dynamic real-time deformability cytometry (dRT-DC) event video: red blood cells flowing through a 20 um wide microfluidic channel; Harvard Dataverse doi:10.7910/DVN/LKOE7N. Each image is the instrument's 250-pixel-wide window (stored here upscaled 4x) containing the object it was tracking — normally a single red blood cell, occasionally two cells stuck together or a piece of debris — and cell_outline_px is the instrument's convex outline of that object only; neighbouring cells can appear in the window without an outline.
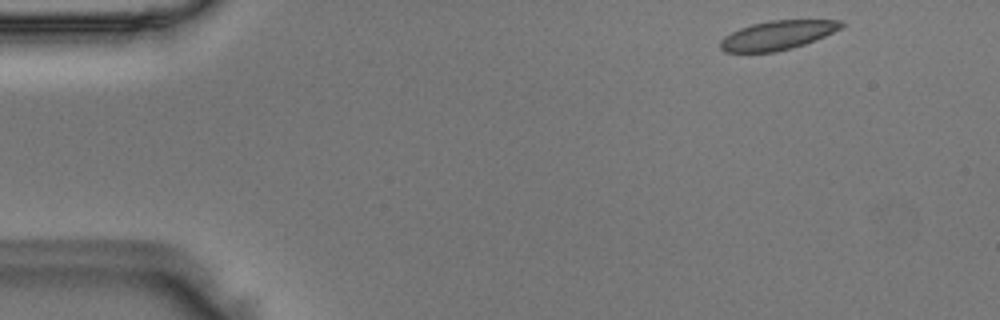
{"species": "Egyptian fruit bat (a non-hibernating species)", "species_latin": "Rousettus aegyptiacus", "temperature_condition": "room temperature", "stored_images_in_passage": 48, "segment_of_instrument_passage": [1, 2], "camera_frame_rate_fps": 3000, "um_per_image_px": 0.085, "animal": {"sex": "male"}, "frame": {"image": 1, "passage_image": 1, "time_ms": 0.0, "image_size_px": [1000, 320], "cell_outline_px": [[844, 24], [840, 28], [824, 36], [804, 44], [792, 48], [772, 52], [724, 52], [720, 48], [720, 40], [724, 36], [740, 28], [752, 24], [768, 20], [840, 20]], "centroid_in_image_um": [66.04, 2.99], "position_along_channel_um": 19.0, "area_um2": 20.29}}
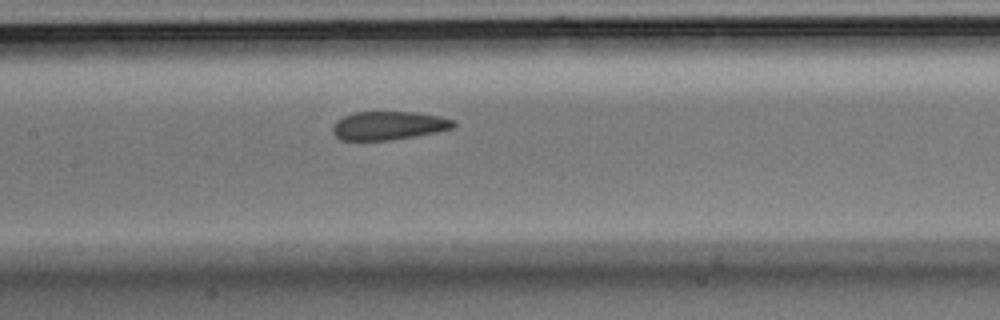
{"frame": {"image": 2, "passage_image": 20, "time_ms": 6.333, "image_size_px": [1000, 320], "cell_outline_px": [[456, 124], [452, 128], [436, 132], [388, 140], [340, 140], [332, 132], [332, 124], [336, 120], [352, 112], [416, 112], [440, 116], [456, 120]], "centroid_in_image_um": [33.01, 10.66], "position_along_channel_um": 174.4, "area_um2": 20.11}}
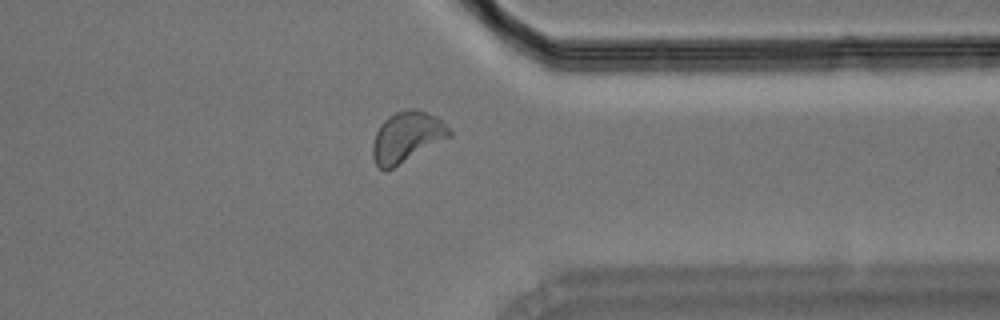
{"frame": {"image": 3, "passage_image": 36, "time_ms": 11.667, "image_size_px": [1000, 320], "cell_outline_px": [[452, 136], [392, 168], [384, 172], [376, 164], [372, 156], [372, 144], [376, 132], [380, 124], [388, 116], [396, 112], [412, 108], [416, 108], [436, 116], [452, 132]], "centroid_in_image_um": [34.56, 11.64], "position_along_channel_um": 376.8, "area_um2": 22.48}}